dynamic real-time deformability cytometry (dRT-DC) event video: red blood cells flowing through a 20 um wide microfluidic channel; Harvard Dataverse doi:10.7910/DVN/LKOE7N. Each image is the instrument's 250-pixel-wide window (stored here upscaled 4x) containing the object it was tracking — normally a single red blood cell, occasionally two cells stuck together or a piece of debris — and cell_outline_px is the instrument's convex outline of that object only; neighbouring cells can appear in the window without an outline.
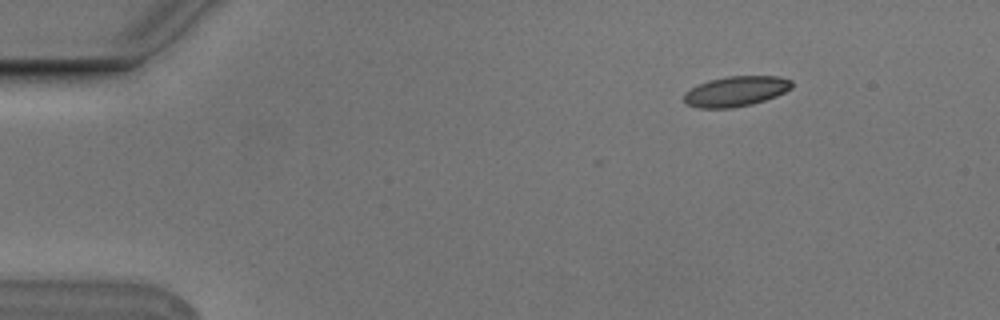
{"species": "Egyptian fruit bat (a non-hibernating species)", "species_latin": "Rousettus aegyptiacus", "temperature_condition": "cold", "stored_images_in_passage": 5, "camera_frame_rate_fps": 3000, "um_per_image_px": 0.085, "animal": {"sex": "male"}, "frame": {"image": 1, "passage_image": 3, "time_ms": 0.667, "image_size_px": [1000, 320], "cell_outline_px": [[792, 88], [776, 96], [752, 104], [732, 108], [700, 108], [688, 104], [684, 100], [684, 92], [708, 80], [728, 76], [780, 76], [792, 80]], "centroid_in_image_um": [62.57, 7.75], "position_along_channel_um": 22.4, "area_um2": 18.9}}
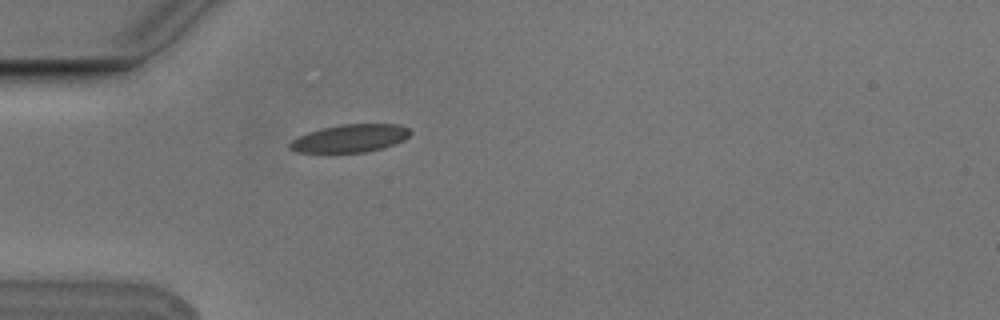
{"frame": {"image": 2, "passage_image": 5, "time_ms": 1.333, "image_size_px": [1000, 320], "cell_outline_px": [[412, 132], [404, 140], [384, 148], [364, 152], [296, 152], [288, 148], [288, 144], [292, 140], [308, 132], [320, 128], [340, 124], [400, 124], [408, 128]], "centroid_in_image_um": [29.76, 11.75], "position_along_channel_um": 55.2, "area_um2": 19.59}}